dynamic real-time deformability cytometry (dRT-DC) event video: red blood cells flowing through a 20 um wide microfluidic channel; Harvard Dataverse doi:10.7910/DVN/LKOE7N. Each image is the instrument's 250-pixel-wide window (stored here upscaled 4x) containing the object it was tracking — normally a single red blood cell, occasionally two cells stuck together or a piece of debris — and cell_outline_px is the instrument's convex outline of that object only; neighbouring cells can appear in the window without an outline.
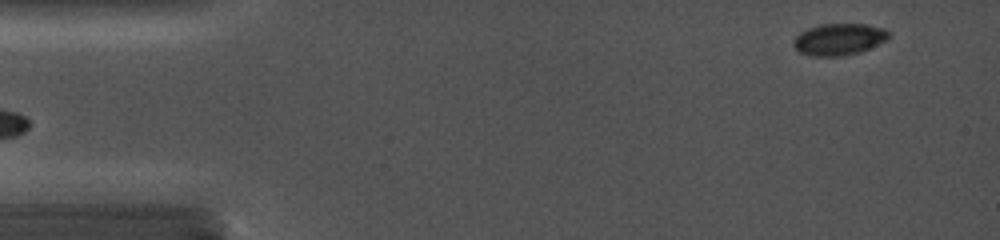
{"species": "common noctule bat (a hibernating species)", "species_latin": "Nyctalus noctula", "temperature_condition": "cold", "stored_images_in_passage": 44, "camera_frame_rate_fps": 5000, "um_per_image_px": 0.085, "animal": {"sex": "female", "body_mass_g": 19.0, "forearm_length_mm": 56.7}, "frame": {"image": 1, "passage_image": 3, "time_ms": 0.6, "image_size_px": [1000, 240], "cell_outline_px": [[892, 32], [888, 40], [860, 52], [840, 56], [812, 56], [800, 52], [792, 44], [792, 40], [800, 32], [808, 28], [820, 24], [868, 24], [884, 28]], "centroid_in_image_um": [71.34, 3.33], "position_along_channel_um": 13.7, "area_um2": 17.8}}
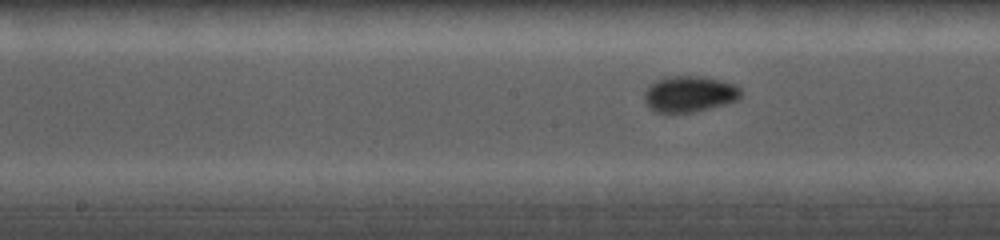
{"frame": {"image": 2, "passage_image": 23, "time_ms": 7.6, "image_size_px": [1000, 240], "cell_outline_px": [[744, 92], [740, 100], [696, 112], [656, 112], [648, 108], [644, 100], [644, 92], [656, 80], [664, 76], [700, 76], [720, 80], [736, 84]], "centroid_in_image_um": [58.64, 7.99], "position_along_channel_um": 189.6, "area_um2": 20.63}}
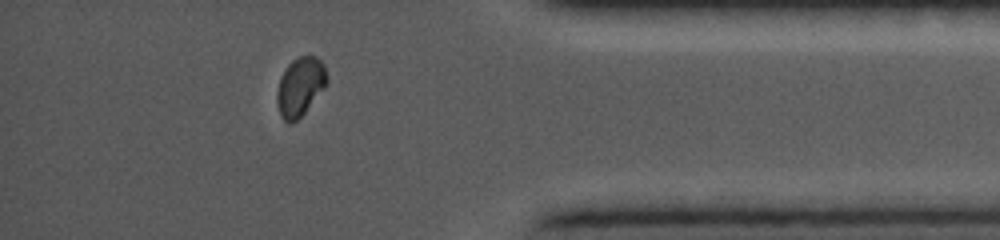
{"frame": {"image": 3, "passage_image": 39, "time_ms": 13.4, "image_size_px": [1000, 240], "cell_outline_px": [[328, 80], [324, 88], [304, 112], [292, 124], [288, 124], [280, 116], [276, 100], [276, 92], [280, 76], [284, 68], [292, 60], [300, 56], [316, 56], [324, 64], [328, 76]], "centroid_in_image_um": [25.49, 7.35], "position_along_channel_um": 409.7, "area_um2": 17.22}}